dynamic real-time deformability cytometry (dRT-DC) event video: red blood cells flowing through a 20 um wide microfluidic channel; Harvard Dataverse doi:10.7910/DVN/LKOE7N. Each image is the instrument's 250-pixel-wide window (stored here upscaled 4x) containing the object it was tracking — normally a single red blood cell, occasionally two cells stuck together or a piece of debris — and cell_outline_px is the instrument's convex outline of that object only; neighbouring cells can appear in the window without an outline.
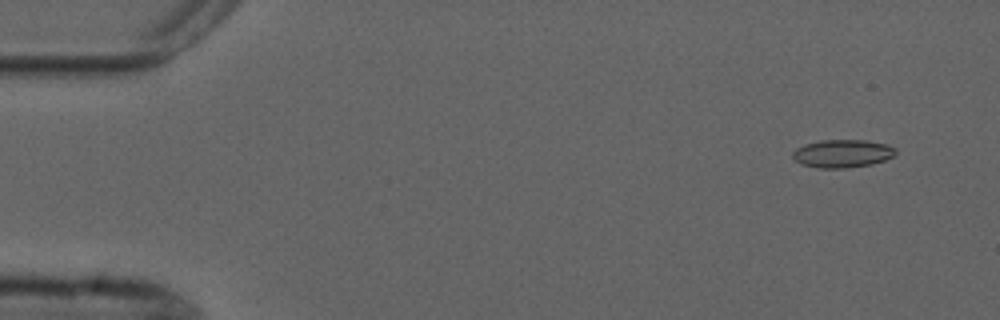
{"species": "common noctule bat (a hibernating species)", "species_latin": "Nyctalus noctula", "temperature_condition": "cold", "stored_images_in_passage": 5, "camera_frame_rate_fps": 3000, "um_per_image_px": 0.085, "animal": {"sex": "male", "forearm_length_mm": 52.5}, "frame": {"image": 1, "passage_image": 1, "time_ms": 0.0, "image_size_px": [1000, 320], "cell_outline_px": [[896, 152], [892, 156], [884, 160], [872, 164], [844, 168], [820, 168], [800, 164], [792, 156], [792, 152], [796, 148], [804, 144], [820, 140], [868, 140], [888, 144], [896, 148]], "centroid_in_image_um": [71.6, 13.04], "position_along_channel_um": 13.4, "area_um2": 16.88}}
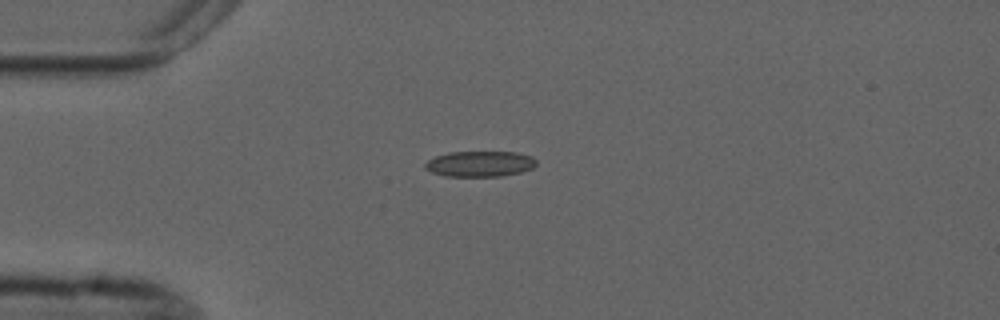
{"frame": {"image": 2, "passage_image": 3, "time_ms": 3.333, "image_size_px": [1000, 320], "cell_outline_px": [[536, 164], [532, 168], [520, 172], [500, 176], [444, 176], [432, 172], [424, 168], [424, 164], [428, 160], [436, 156], [448, 152], [516, 152], [532, 156], [536, 160]], "centroid_in_image_um": [40.78, 13.92], "position_along_channel_um": 44.2, "area_um2": 16.59}}
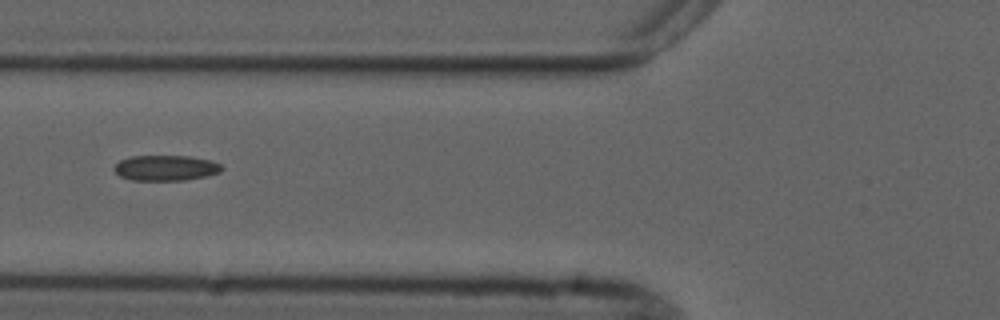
{"frame": {"image": 3, "passage_image": 5, "time_ms": 5.667, "image_size_px": [1000, 320], "cell_outline_px": [[224, 168], [220, 172], [204, 176], [184, 180], [132, 180], [120, 176], [112, 168], [120, 160], [132, 156], [188, 156], [212, 160], [220, 164]], "centroid_in_image_um": [14.09, 14.27], "position_along_channel_um": 111.7, "area_um2": 15.9}}